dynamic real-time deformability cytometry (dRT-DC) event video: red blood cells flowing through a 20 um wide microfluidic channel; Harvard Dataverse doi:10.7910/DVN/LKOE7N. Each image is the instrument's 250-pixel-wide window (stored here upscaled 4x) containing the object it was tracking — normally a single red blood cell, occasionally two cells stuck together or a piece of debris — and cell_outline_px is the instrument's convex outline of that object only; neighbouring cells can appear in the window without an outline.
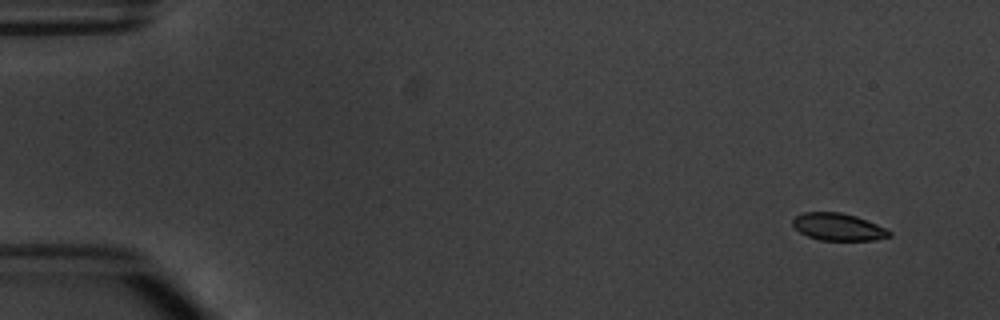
{"species": "common noctule bat (a hibernating species)", "species_latin": "Nyctalus noctula", "temperature_condition": "warm", "stored_images_in_passage": 7, "camera_frame_rate_fps": 3000, "um_per_image_px": 0.085, "animal": {"sex": "male", "body_mass_g": 20.1, "forearm_length_mm": 53.5}, "frame": {"image": 1, "passage_image": 1, "time_ms": 0.0, "image_size_px": [1000, 320], "cell_outline_px": [[892, 236], [872, 240], [820, 240], [808, 236], [800, 232], [792, 224], [792, 220], [796, 216], [804, 212], [840, 212], [856, 216], [876, 224], [892, 232]], "centroid_in_image_um": [71.24, 19.28], "position_along_channel_um": 13.8, "area_um2": 15.2}}
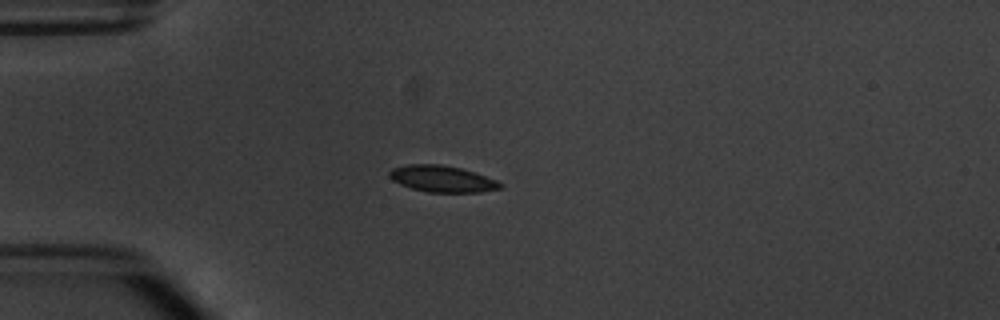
{"frame": {"image": 2, "passage_image": 4, "time_ms": 3.667, "image_size_px": [1000, 320], "cell_outline_px": [[504, 184], [500, 188], [480, 192], [428, 192], [412, 188], [400, 184], [392, 180], [388, 176], [388, 172], [392, 168], [408, 164], [440, 164], [460, 168], [496, 180]], "centroid_in_image_um": [37.54, 15.2], "position_along_channel_um": 47.5, "area_um2": 16.94}}
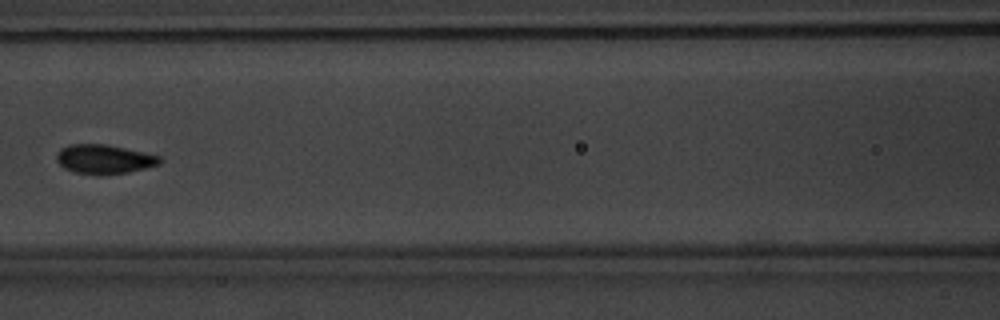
{"frame": {"image": 3, "passage_image": 7, "time_ms": 7.0, "image_size_px": [1000, 320], "cell_outline_px": [[164, 160], [160, 164], [128, 172], [100, 176], [96, 176], [72, 172], [64, 168], [56, 160], [56, 156], [60, 148], [68, 144], [104, 144], [144, 152], [160, 156]], "centroid_in_image_um": [8.83, 13.55], "position_along_channel_um": 157.8, "area_um2": 17.86}}